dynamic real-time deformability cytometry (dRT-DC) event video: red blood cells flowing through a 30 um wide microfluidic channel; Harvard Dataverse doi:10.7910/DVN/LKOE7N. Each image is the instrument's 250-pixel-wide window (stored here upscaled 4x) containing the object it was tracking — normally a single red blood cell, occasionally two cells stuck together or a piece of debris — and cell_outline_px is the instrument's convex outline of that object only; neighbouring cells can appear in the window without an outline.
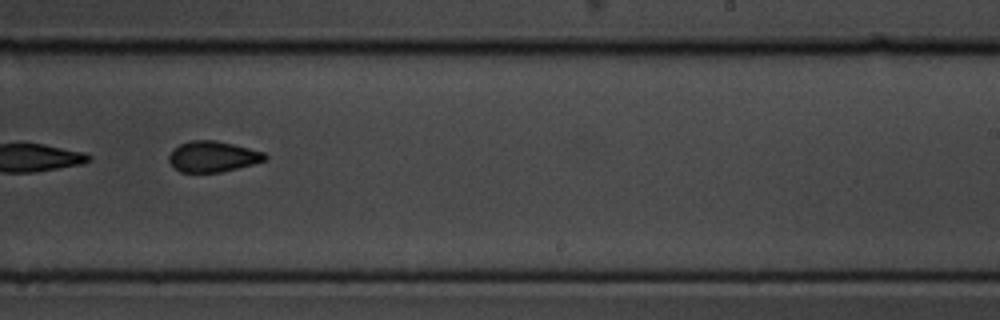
{"species": "common noctule bat (a hibernating species)", "species_latin": "Nyctalus noctula", "temperature_condition": "cold", "stored_images_in_passage": 11, "camera_frame_rate_fps": 3000, "um_per_image_px": 0.085, "animal": {"sex": "male", "body_mass_g": 19.5, "forearm_length_mm": 54.6}, "frame": {"image": 1, "passage_image": 10, "time_ms": 10.333, "image_size_px": [1000, 320], "cell_outline_px": [[268, 156], [264, 160], [252, 164], [220, 172], [180, 172], [168, 160], [168, 156], [180, 144], [188, 140], [216, 140], [264, 152]], "centroid_in_image_um": [18.07, 13.3], "position_along_channel_um": 270.9, "area_um2": 16.94}}